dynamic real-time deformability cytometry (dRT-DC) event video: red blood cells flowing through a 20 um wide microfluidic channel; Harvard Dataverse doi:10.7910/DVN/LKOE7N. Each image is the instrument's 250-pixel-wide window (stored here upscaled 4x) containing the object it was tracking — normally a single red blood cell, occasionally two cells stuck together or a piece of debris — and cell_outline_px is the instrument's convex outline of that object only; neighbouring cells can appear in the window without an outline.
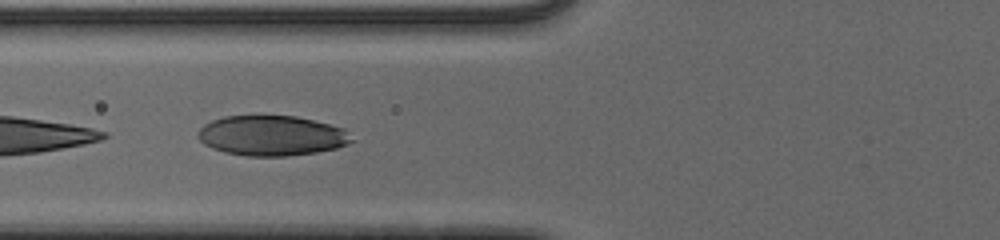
{"species": "human", "species_latin": "Homo sapiens", "temperature_condition": "cold", "stored_images_in_passage": 20, "camera_frame_rate_fps": 3000, "um_per_image_px": 0.085, "donor": {"sex": "male"}, "frame": {"image": 1, "passage_image": 6, "time_ms": 1.667, "image_size_px": [1000, 240], "cell_outline_px": [[356, 140], [348, 144], [336, 148], [316, 152], [284, 156], [248, 156], [224, 152], [212, 148], [204, 144], [196, 136], [196, 132], [204, 124], [212, 120], [224, 116], [296, 116], [344, 128]], "centroid_in_image_um": [23.09, 11.53], "position_along_channel_um": 102.7, "area_um2": 36.01}}